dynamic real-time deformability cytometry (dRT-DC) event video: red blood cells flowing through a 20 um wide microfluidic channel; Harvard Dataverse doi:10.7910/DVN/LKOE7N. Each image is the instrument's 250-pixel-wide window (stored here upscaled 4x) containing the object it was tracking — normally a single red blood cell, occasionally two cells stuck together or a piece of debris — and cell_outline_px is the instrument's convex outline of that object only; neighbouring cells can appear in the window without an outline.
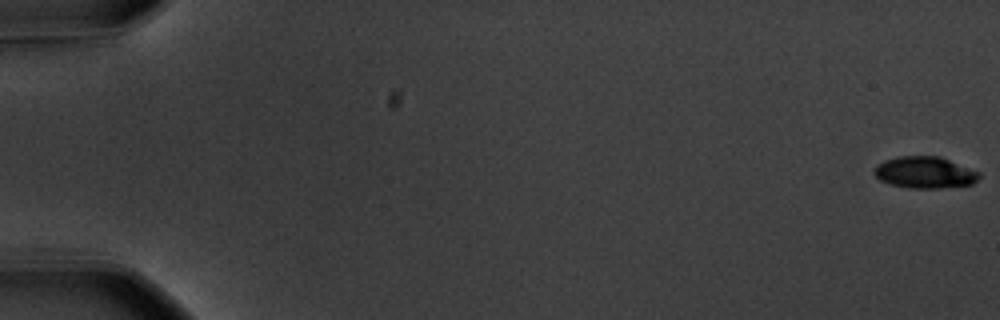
{"species": "common noctule bat (a hibernating species)", "species_latin": "Nyctalus noctula", "temperature_condition": "warm", "stored_images_in_passage": 58, "camera_frame_rate_fps": 3000, "um_per_image_px": 0.085, "animal": {"sex": "male", "body_mass_g": 20.1, "forearm_length_mm": 53.5}, "frame": {"image": 1, "passage_image": 1, "time_ms": 0.0, "image_size_px": [1000, 320], "cell_outline_px": [[980, 176], [972, 184], [940, 188], [908, 188], [892, 184], [880, 180], [872, 172], [876, 164], [884, 160], [900, 156], [940, 156], [980, 172]], "centroid_in_image_um": [78.59, 14.65], "position_along_channel_um": 6.4, "area_um2": 19.36}}
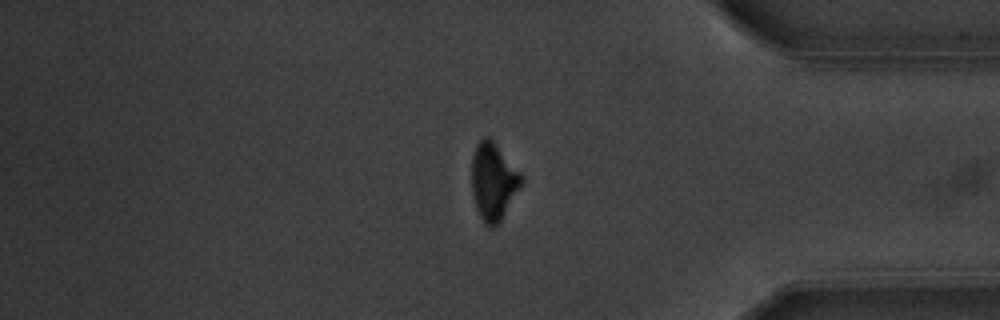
{"frame": {"image": 2, "passage_image": 49, "time_ms": 16.0, "image_size_px": [1000, 320], "cell_outline_px": [[524, 180], [500, 220], [492, 228], [488, 228], [480, 216], [476, 208], [472, 196], [472, 156], [476, 144], [484, 136], [488, 136], [496, 144], [524, 176]], "centroid_in_image_um": [41.92, 15.4], "position_along_channel_um": 393.3, "area_um2": 22.2}}
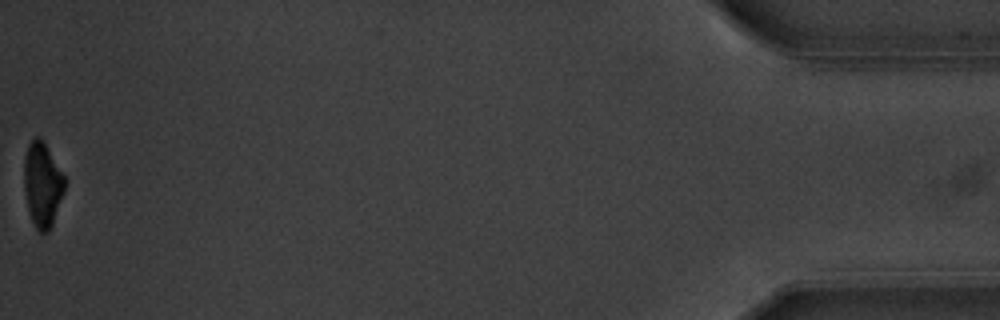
{"frame": {"image": 3, "passage_image": 58, "time_ms": 19.0, "image_size_px": [1000, 320], "cell_outline_px": [[64, 192], [52, 224], [48, 232], [40, 232], [36, 228], [32, 220], [28, 208], [24, 188], [24, 156], [28, 144], [36, 136], [40, 136], [64, 176]], "centroid_in_image_um": [3.59, 15.67], "position_along_channel_um": 431.6, "area_um2": 19.65}, "authors_computed_cell_mechanics": {"area_um2": 21.7039, "velocity_mm_per_s": 3.6275, "shape_relaxation_time_tau1_ms": 2.7017, "shape_relaxation_time_tau2_ms": null, "deformation_change_tau1": 0.1665, "deformation_change_tau2": null}}